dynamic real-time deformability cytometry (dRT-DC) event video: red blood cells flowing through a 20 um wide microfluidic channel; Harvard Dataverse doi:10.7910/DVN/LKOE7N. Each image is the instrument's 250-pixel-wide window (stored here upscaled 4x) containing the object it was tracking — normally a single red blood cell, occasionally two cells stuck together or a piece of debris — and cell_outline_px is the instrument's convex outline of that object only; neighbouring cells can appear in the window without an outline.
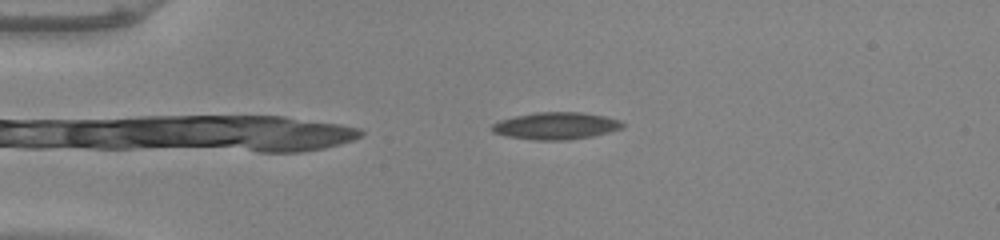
{"species": "common noctule bat (a hibernating species)", "species_latin": "Nyctalus noctula", "temperature_condition": "warm", "stored_images_in_passage": 44, "camera_frame_rate_fps": 3000, "um_per_image_px": 0.085, "animal": {"sex": "male", "body_mass_g": 20.0, "forearm_length_mm": 53.3}, "frame": {"image": 1, "passage_image": 4, "time_ms": 1.0, "image_size_px": [1000, 240], "cell_outline_px": [[624, 128], [592, 136], [568, 140], [532, 140], [504, 136], [492, 132], [492, 124], [500, 120], [516, 116], [536, 112], [580, 112], [604, 116], [620, 120], [624, 124]], "centroid_in_image_um": [47.24, 10.7], "position_along_channel_um": 37.8, "area_um2": 20.69}}
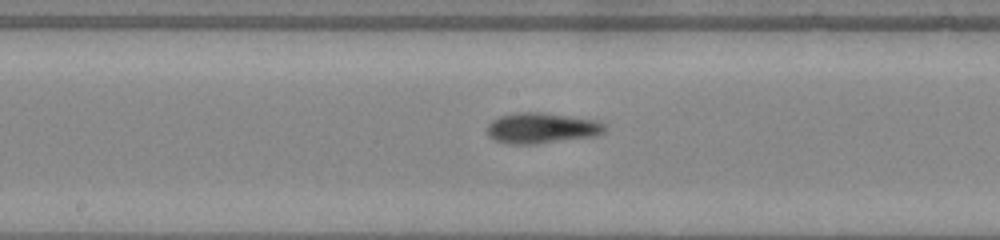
{"frame": {"image": 2, "passage_image": 20, "time_ms": 6.333, "image_size_px": [1000, 240], "cell_outline_px": [[604, 132], [596, 136], [536, 144], [508, 144], [496, 140], [488, 136], [488, 124], [492, 120], [500, 116], [520, 112], [540, 112], [596, 120], [604, 124]], "centroid_in_image_um": [46.03, 10.89], "position_along_channel_um": 202.2, "area_um2": 20.87}}
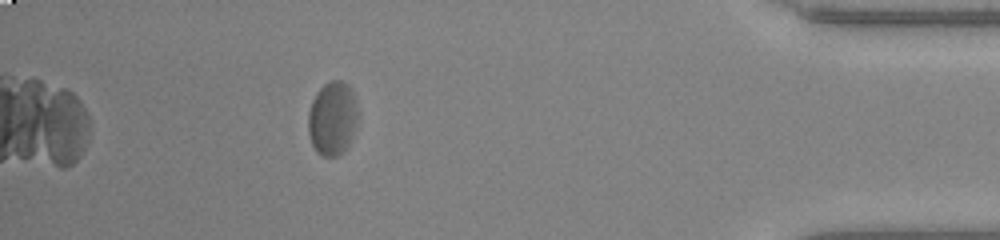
{"frame": {"image": 3, "passage_image": 39, "time_ms": 12.667, "image_size_px": [1000, 240], "cell_outline_px": [[356, 128], [352, 140], [344, 152], [340, 156], [320, 156], [316, 152], [312, 144], [308, 132], [308, 112], [312, 100], [316, 92], [324, 84], [332, 80], [340, 80], [348, 84], [352, 88], [356, 100]], "centroid_in_image_um": [28.26, 10.08], "position_along_channel_um": 406.9, "area_um2": 21.79}, "authors_computed_cell_mechanics": {"area_um2": 20.6635, "velocity_mm_per_s": 3.9279, "shape_relaxation_time_tau1_ms": 4.387, "shape_relaxation_time_tau2_ms": 1.6891, "deformation_change_tau1": 0.1559, "deformation_change_tau2": 0.0723}}